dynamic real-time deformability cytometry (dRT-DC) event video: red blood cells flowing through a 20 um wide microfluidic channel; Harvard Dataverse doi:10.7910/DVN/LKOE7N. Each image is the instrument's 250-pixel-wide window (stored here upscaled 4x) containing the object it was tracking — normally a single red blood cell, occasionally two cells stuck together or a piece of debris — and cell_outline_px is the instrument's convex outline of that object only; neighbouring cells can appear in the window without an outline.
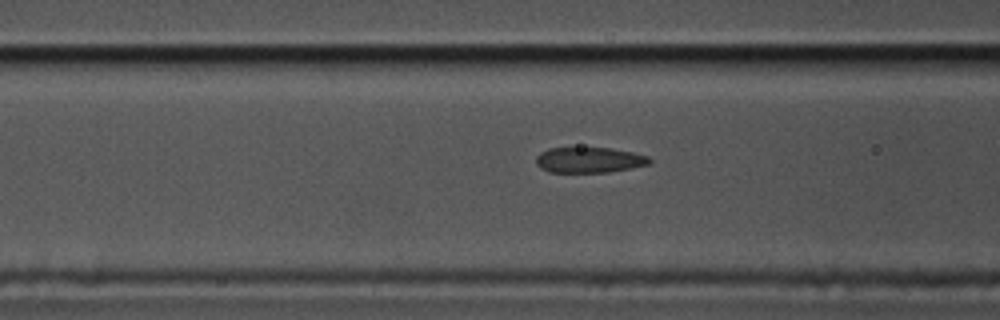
{"species": "common noctule bat (a hibernating species)", "species_latin": "Nyctalus noctula", "temperature_condition": "cold", "stored_images_in_passage": 42, "camera_frame_rate_fps": 3000, "um_per_image_px": 0.085, "animal": {"sex": "male", "body_mass_g": 17.5, "forearm_length_mm": 52.3}, "frame": {"image": 1, "passage_image": 8, "time_ms": 2.333, "image_size_px": [1000, 320], "cell_outline_px": [[652, 160], [648, 164], [632, 168], [608, 172], [548, 172], [540, 168], [536, 164], [536, 156], [540, 152], [548, 148], [612, 148], [632, 152], [648, 156]], "centroid_in_image_um": [50.06, 13.6], "position_along_channel_um": 116.5, "area_um2": 16.94}}
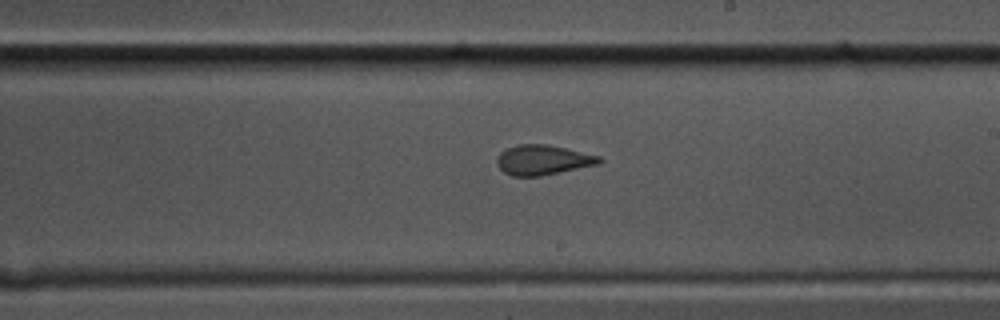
{"frame": {"image": 2, "passage_image": 19, "time_ms": 6.0, "image_size_px": [1000, 320], "cell_outline_px": [[604, 160], [600, 164], [540, 176], [512, 176], [504, 172], [496, 164], [496, 156], [500, 152], [516, 144], [544, 144], [564, 148], [600, 156]], "centroid_in_image_um": [46.13, 13.6], "position_along_channel_um": 242.9, "area_um2": 17.86}}
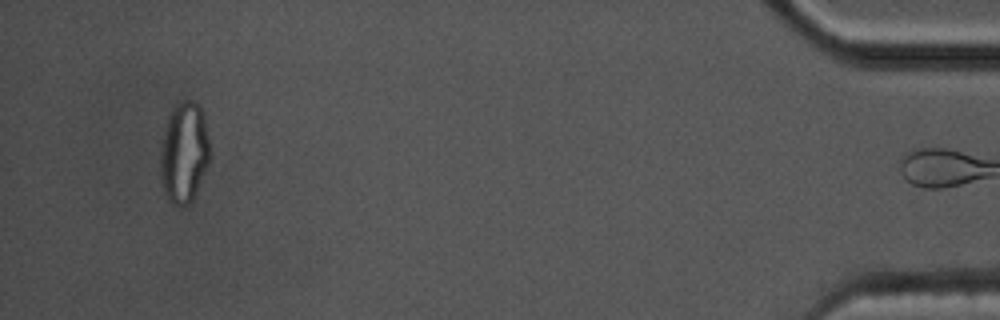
{"frame": {"image": 3, "passage_image": 41, "time_ms": 13.333, "image_size_px": [1000, 320], "cell_outline_px": [[208, 164], [192, 200], [184, 208], [176, 208], [168, 200], [164, 192], [160, 180], [160, 148], [168, 116], [172, 108], [176, 104], [184, 100], [192, 100], [200, 108], [204, 116], [208, 140]], "centroid_in_image_um": [15.6, 13.02], "position_along_channel_um": 419.6, "area_um2": 29.13}, "authors_computed_cell_mechanics": {"area_um2": 18.1203, "velocity_mm_per_s": 3.4506, "shape_relaxation_time_tau1_ms": null, "shape_relaxation_time_tau2_ms": 0.8438, "deformation_change_tau1": null, "deformation_change_tau2": 0.0677}}